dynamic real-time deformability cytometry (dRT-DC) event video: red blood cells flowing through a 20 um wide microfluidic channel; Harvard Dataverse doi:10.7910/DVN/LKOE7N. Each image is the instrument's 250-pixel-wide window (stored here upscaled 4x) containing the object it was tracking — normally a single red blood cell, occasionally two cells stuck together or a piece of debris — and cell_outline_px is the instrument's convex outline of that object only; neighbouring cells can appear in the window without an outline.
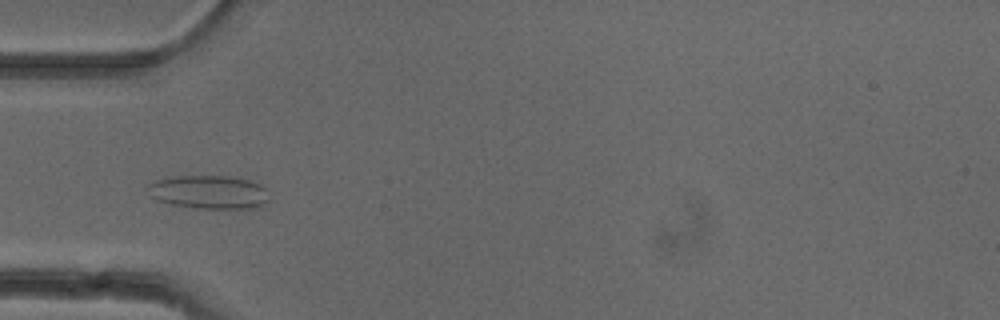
{"species": "common noctule bat (a hibernating species)", "species_latin": "Nyctalus noctula", "temperature_condition": "cold", "stored_images_in_passage": 52, "camera_frame_rate_fps": 3000, "um_per_image_px": 0.085, "animal": {"sex": "female"}, "frame": {"image": 1, "passage_image": 17, "time_ms": 5.333, "image_size_px": [1000, 320], "cell_outline_px": [[268, 200], [256, 208], [192, 208], [172, 204], [156, 200], [152, 196], [148, 184], [156, 180], [172, 176], [236, 176], [260, 184], [264, 188]], "centroid_in_image_um": [17.75, 16.32], "position_along_channel_um": 67.2, "area_um2": 23.52}}
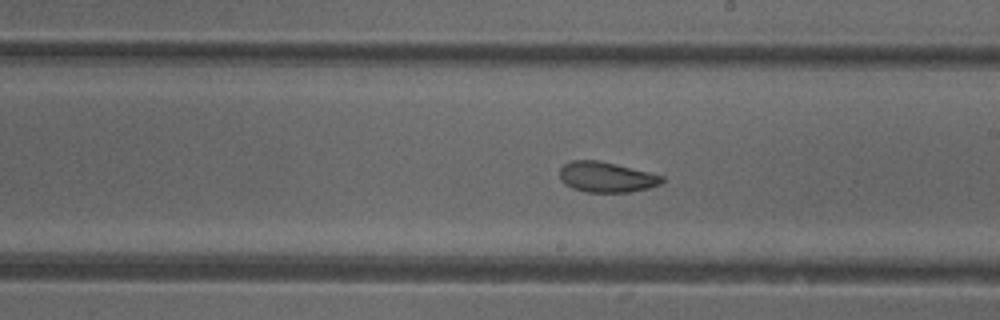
{"frame": {"image": 2, "passage_image": 30, "time_ms": 9.667, "image_size_px": [1000, 320], "cell_outline_px": [[664, 180], [660, 184], [648, 188], [628, 192], [588, 192], [572, 188], [564, 184], [560, 180], [560, 168], [564, 164], [572, 160], [596, 160], [616, 164], [664, 176]], "centroid_in_image_um": [51.52, 15.05], "position_along_channel_um": 237.5, "area_um2": 18.03}}
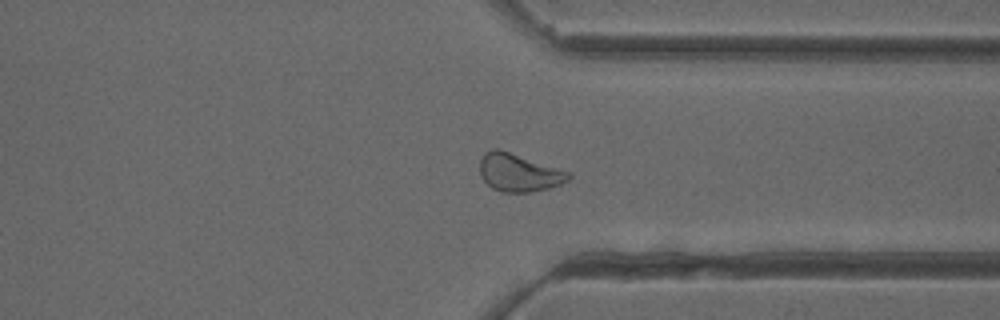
{"frame": {"image": 3, "passage_image": 40, "time_ms": 13.0, "image_size_px": [1000, 320], "cell_outline_px": [[572, 176], [568, 180], [560, 184], [548, 188], [528, 192], [500, 192], [492, 188], [480, 176], [480, 160], [484, 152], [492, 148], [500, 148], [572, 172]], "centroid_in_image_um": [44.1, 14.65], "position_along_channel_um": 367.3, "area_um2": 19.88}, "authors_computed_cell_mechanics": {"area_um2": 20.0566, "velocity_mm_per_s": 3.9182, "shape_relaxation_time_tau1_ms": null, "shape_relaxation_time_tau2_ms": 2.0771, "deformation_change_tau1": null, "deformation_change_tau2": 0.0702}}